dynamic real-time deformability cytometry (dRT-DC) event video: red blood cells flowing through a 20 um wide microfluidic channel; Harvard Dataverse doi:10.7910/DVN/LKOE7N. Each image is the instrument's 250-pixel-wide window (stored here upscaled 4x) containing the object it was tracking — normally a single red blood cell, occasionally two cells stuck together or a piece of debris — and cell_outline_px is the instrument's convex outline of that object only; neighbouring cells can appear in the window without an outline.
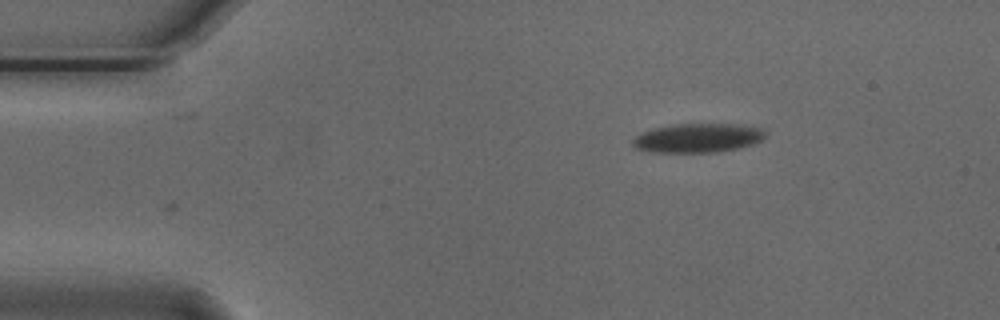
{"species": "Egyptian fruit bat (a non-hibernating species)", "species_latin": "Rousettus aegyptiacus", "temperature_condition": "cold", "stored_images_in_passage": 35, "camera_frame_rate_fps": 3000, "um_per_image_px": 0.085, "animal": {"sex": "male"}, "frame": {"image": 1, "passage_image": 1, "time_ms": 0.0, "image_size_px": [1000, 320], "cell_outline_px": [[764, 136], [760, 140], [752, 144], [740, 148], [716, 152], [648, 152], [636, 148], [632, 144], [632, 140], [636, 136], [644, 132], [656, 128], [676, 124], [740, 124], [764, 128]], "centroid_in_image_um": [59.33, 11.73], "position_along_channel_um": 25.7, "area_um2": 22.37}}
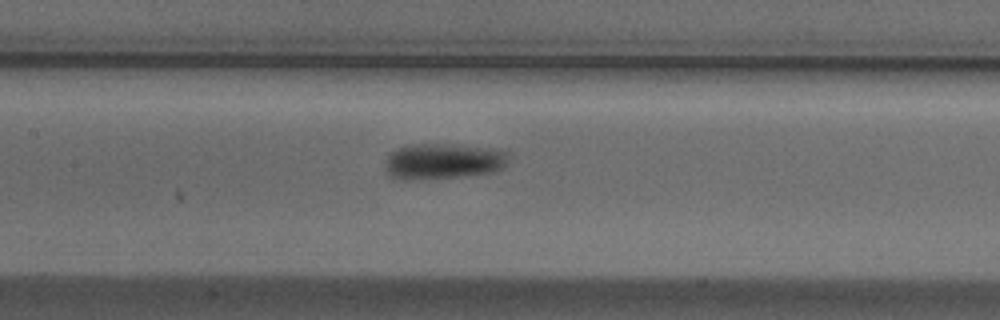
{"frame": {"image": 2, "passage_image": 18, "time_ms": 5.667, "image_size_px": [1000, 320], "cell_outline_px": [[508, 152], [504, 168], [496, 172], [424, 180], [396, 180], [388, 176], [384, 168], [384, 160], [396, 148], [408, 144], [452, 144], [492, 148]], "centroid_in_image_um": [37.59, 13.72], "position_along_channel_um": 169.8, "area_um2": 26.36}}
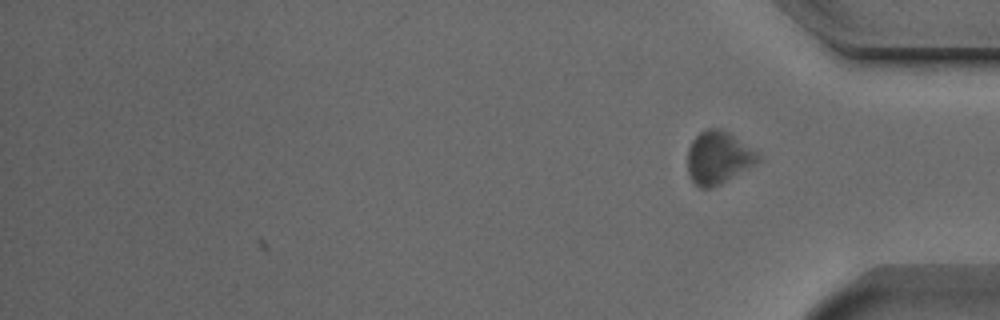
{"frame": {"image": 3, "passage_image": 35, "time_ms": 11.333, "image_size_px": [1000, 320], "cell_outline_px": [[760, 160], [756, 164], [720, 184], [708, 188], [700, 188], [692, 180], [688, 172], [688, 148], [692, 140], [700, 132], [708, 128], [720, 128], [728, 132], [756, 152], [760, 156]], "centroid_in_image_um": [61.03, 13.4], "position_along_channel_um": 374.2, "area_um2": 21.33}, "authors_computed_cell_mechanics": {"area_um2": 23.9292, "velocity_mm_per_s": 3.6847, "shape_relaxation_time_tau1_ms": 2.0236, "shape_relaxation_time_tau2_ms": 4.3291, "deformation_change_tau1": 0.0919, "deformation_change_tau2": 0.0761}}